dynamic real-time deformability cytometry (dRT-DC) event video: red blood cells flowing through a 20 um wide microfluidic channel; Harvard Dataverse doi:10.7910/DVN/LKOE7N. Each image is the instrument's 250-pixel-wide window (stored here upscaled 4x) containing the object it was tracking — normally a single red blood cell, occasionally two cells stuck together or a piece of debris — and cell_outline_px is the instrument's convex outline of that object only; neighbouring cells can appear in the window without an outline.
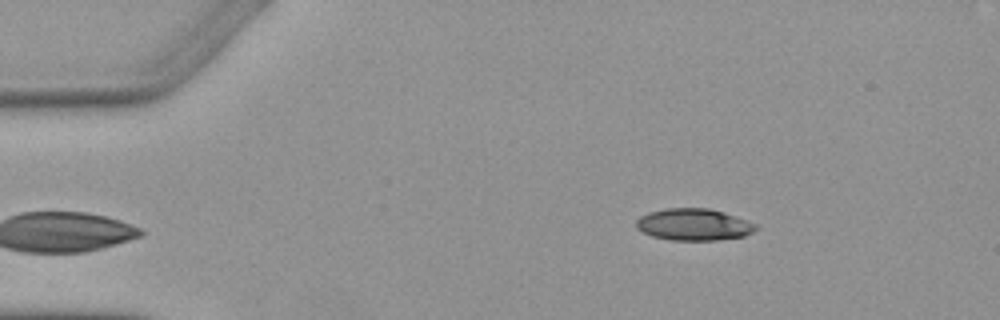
{"species": "Egyptian fruit bat (a non-hibernating species)", "species_latin": "Rousettus aegyptiacus", "temperature_condition": "warm", "stored_images_in_passage": 2, "camera_frame_rate_fps": 3000, "um_per_image_px": 0.085, "animal": {"sex": "female"}, "frame": {"image": 1, "passage_image": 2, "time_ms": 1.333, "image_size_px": [1000, 320], "cell_outline_px": [[760, 228], [744, 236], [716, 240], [668, 240], [652, 236], [636, 228], [636, 220], [640, 216], [648, 212], [664, 208], [708, 208], [724, 212], [756, 224]], "centroid_in_image_um": [58.95, 19.08], "position_along_channel_um": 26.0, "area_um2": 22.25}}